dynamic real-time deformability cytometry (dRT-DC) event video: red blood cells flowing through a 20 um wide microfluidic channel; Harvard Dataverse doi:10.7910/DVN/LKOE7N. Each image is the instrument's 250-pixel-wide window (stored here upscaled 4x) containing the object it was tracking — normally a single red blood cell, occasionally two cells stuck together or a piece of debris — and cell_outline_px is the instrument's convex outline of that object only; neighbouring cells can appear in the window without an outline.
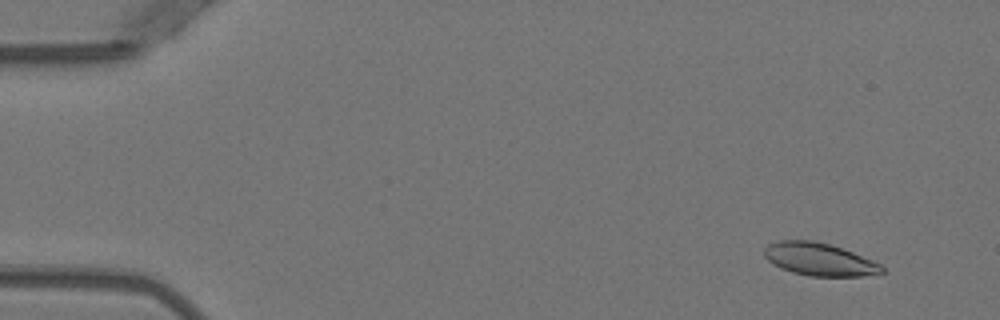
{"species": "Egyptian fruit bat (a non-hibernating species)", "species_latin": "Rousettus aegyptiacus", "temperature_condition": "warm", "stored_images_in_passage": 52, "camera_frame_rate_fps": 3000, "um_per_image_px": 0.085, "animal": {"sex": "female"}, "frame": {"image": 1, "passage_image": 4, "time_ms": 1.0, "image_size_px": [1000, 320], "cell_outline_px": [[884, 272], [864, 276], [808, 276], [792, 272], [780, 268], [768, 260], [764, 256], [764, 248], [768, 244], [780, 240], [812, 240], [828, 244], [852, 252], [872, 260], [880, 264], [884, 268]], "centroid_in_image_um": [69.62, 22.05], "position_along_channel_um": 15.4, "area_um2": 22.31}}
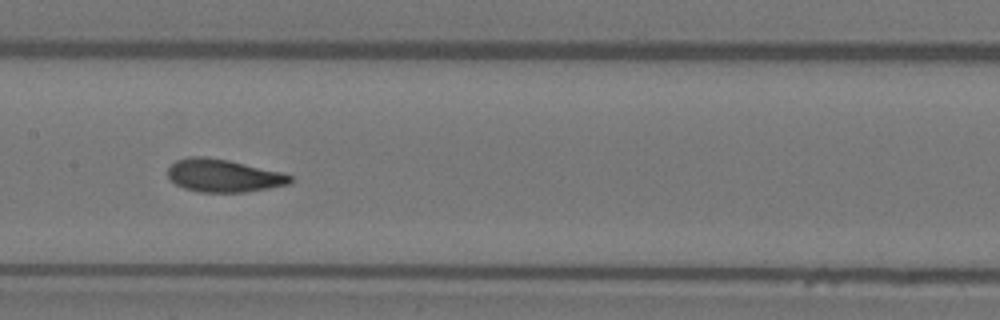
{"frame": {"image": 2, "passage_image": 26, "time_ms": 8.333, "image_size_px": [1000, 320], "cell_outline_px": [[292, 184], [244, 192], [200, 192], [184, 188], [176, 184], [168, 176], [168, 168], [176, 160], [188, 156], [204, 156], [228, 160], [284, 172], [292, 176]], "centroid_in_image_um": [19.02, 14.92], "position_along_channel_um": 188.4, "area_um2": 23.52}}
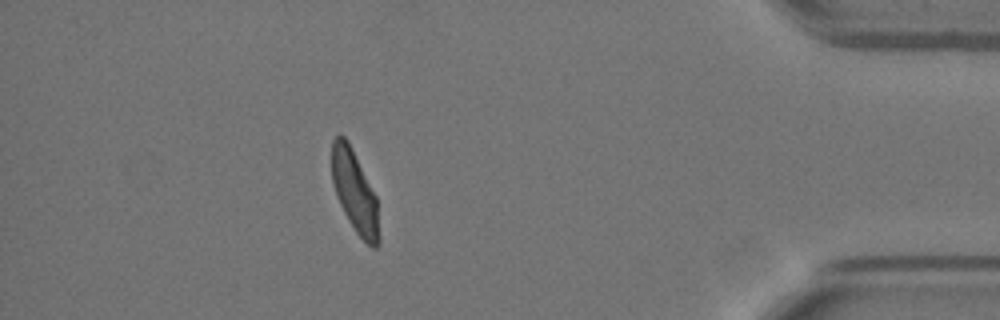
{"frame": {"image": 3, "passage_image": 46, "time_ms": 15.0, "image_size_px": [1000, 320], "cell_outline_px": [[380, 244], [376, 248], [372, 248], [356, 232], [348, 220], [336, 196], [332, 180], [332, 140], [340, 132], [348, 140], [376, 196], [380, 240]], "centroid_in_image_um": [30.15, 16.29], "position_along_channel_um": 405.1, "area_um2": 22.54}, "authors_computed_cell_mechanics": {"area_um2": 23.1489, "velocity_mm_per_s": 3.9308, "shape_relaxation_time_tau1_ms": 3.5254, "shape_relaxation_time_tau2_ms": 1.1549, "deformation_change_tau1": 0.1577, "deformation_change_tau2": 0.0769}}